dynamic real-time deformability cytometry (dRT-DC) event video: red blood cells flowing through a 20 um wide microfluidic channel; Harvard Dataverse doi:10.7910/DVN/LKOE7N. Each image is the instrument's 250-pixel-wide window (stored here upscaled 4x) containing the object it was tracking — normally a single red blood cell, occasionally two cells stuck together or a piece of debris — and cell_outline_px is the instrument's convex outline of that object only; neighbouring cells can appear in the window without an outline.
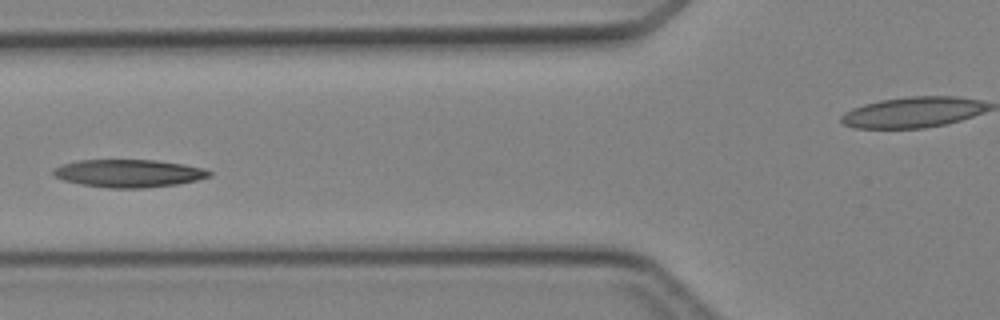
{"species": "Egyptian fruit bat (a non-hibernating species)", "species_latin": "Rousettus aegyptiacus", "temperature_condition": "cold", "stored_images_in_passage": 5, "camera_frame_rate_fps": 3000, "um_per_image_px": 0.085, "animal": {"sex": "female"}, "frame": {"image": 1, "passage_image": 4, "time_ms": 3.667, "image_size_px": [1000, 320], "cell_outline_px": [[212, 176], [196, 180], [176, 184], [144, 188], [108, 188], [80, 184], [64, 180], [56, 176], [52, 172], [56, 168], [64, 164], [80, 160], [156, 160], [184, 164], [204, 168], [212, 172]], "centroid_in_image_um": [10.99, 14.73], "position_along_channel_um": 114.8, "area_um2": 25.09}}